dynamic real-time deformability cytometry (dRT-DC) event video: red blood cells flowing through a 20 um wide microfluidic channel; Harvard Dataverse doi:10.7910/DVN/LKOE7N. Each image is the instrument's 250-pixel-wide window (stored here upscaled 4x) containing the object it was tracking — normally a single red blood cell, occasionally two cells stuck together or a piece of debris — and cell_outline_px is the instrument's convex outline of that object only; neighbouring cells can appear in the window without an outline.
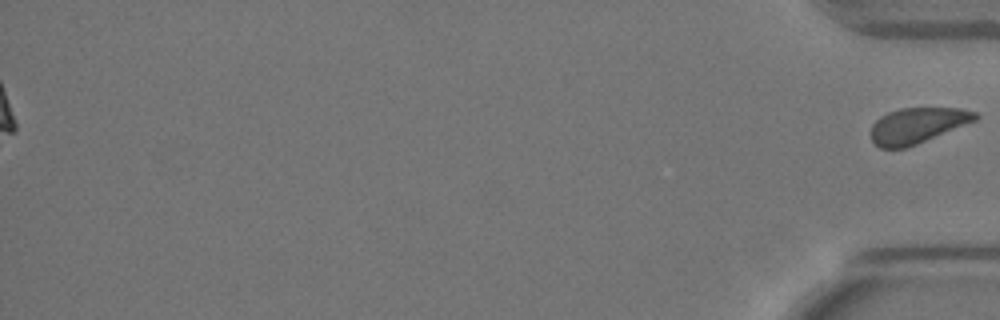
{"species": "Egyptian fruit bat (a non-hibernating species)", "species_latin": "Rousettus aegyptiacus", "temperature_condition": "warm", "stored_images_in_passage": 50, "segment_of_instrument_passage": [2, 2], "camera_frame_rate_fps": 3000, "um_per_image_px": 0.085, "animal": {"sex": "female"}, "frame": {"image": 1, "passage_image": 50, "time_ms": 16.333, "image_size_px": [1000, 320], "cell_outline_px": [[980, 116], [976, 120], [916, 144], [904, 148], [880, 148], [872, 140], [868, 132], [872, 124], [880, 116], [888, 112], [900, 108], [960, 108], [976, 112]], "centroid_in_image_um": [77.93, 10.65], "position_along_channel_um": 357.3, "area_um2": 21.62}}